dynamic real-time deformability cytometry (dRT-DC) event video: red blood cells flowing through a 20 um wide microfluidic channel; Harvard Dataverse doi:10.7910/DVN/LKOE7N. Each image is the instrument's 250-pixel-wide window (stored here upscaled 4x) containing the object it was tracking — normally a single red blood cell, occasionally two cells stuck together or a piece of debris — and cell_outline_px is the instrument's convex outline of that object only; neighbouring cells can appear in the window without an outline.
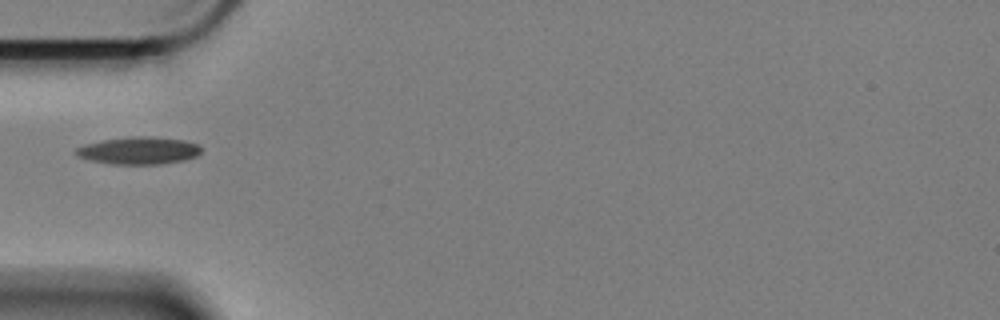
{"species": "Egyptian fruit bat (a non-hibernating species)", "species_latin": "Rousettus aegyptiacus", "temperature_condition": "cold", "stored_images_in_passage": 41, "camera_frame_rate_fps": 3000, "um_per_image_px": 0.085, "animal": {"sex": "female"}, "frame": {"image": 1, "passage_image": 1, "time_ms": 0.0, "image_size_px": [1000, 320], "cell_outline_px": [[200, 152], [196, 156], [184, 160], [160, 164], [112, 164], [92, 160], [76, 156], [76, 148], [84, 144], [104, 140], [132, 136], [152, 136], [184, 140], [200, 144]], "centroid_in_image_um": [11.81, 12.79], "position_along_channel_um": 73.2, "area_um2": 19.94}}
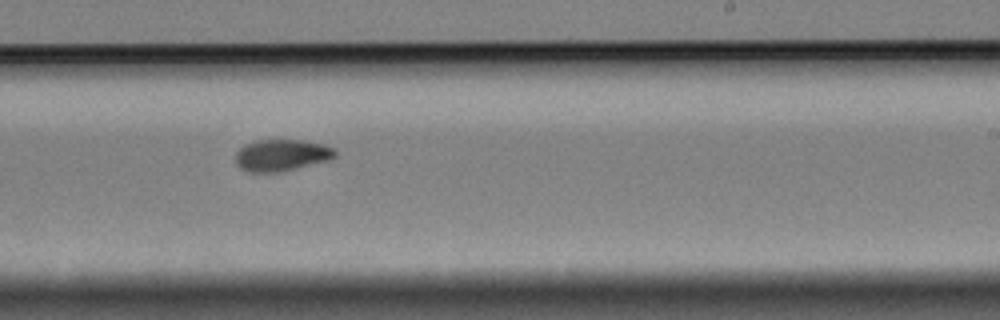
{"frame": {"image": 2, "passage_image": 18, "time_ms": 5.667, "image_size_px": [1000, 320], "cell_outline_px": [[336, 156], [328, 160], [280, 172], [248, 172], [240, 168], [236, 164], [236, 152], [244, 144], [256, 140], [304, 140], [324, 144], [332, 148], [336, 152]], "centroid_in_image_um": [23.9, 13.18], "position_along_channel_um": 265.1, "area_um2": 18.38}}
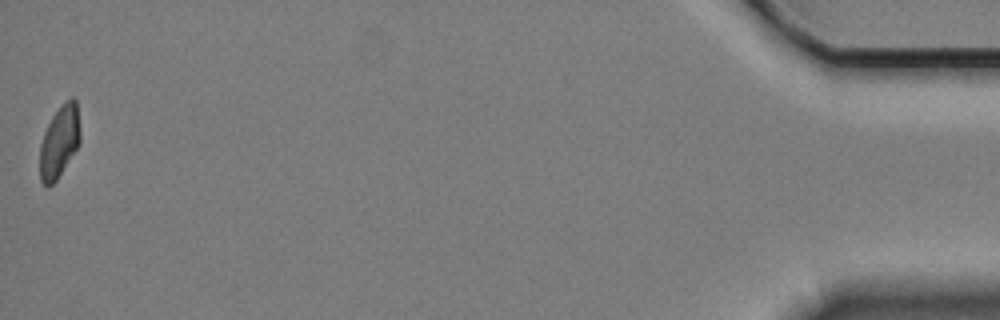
{"frame": {"image": 3, "passage_image": 41, "time_ms": 13.333, "image_size_px": [1000, 320], "cell_outline_px": [[80, 140], [76, 148], [56, 180], [48, 188], [40, 180], [40, 144], [44, 132], [52, 116], [64, 100], [72, 96], [76, 100], [80, 128]], "centroid_in_image_um": [5.04, 12.0], "position_along_channel_um": 430.2, "area_um2": 16.82}}